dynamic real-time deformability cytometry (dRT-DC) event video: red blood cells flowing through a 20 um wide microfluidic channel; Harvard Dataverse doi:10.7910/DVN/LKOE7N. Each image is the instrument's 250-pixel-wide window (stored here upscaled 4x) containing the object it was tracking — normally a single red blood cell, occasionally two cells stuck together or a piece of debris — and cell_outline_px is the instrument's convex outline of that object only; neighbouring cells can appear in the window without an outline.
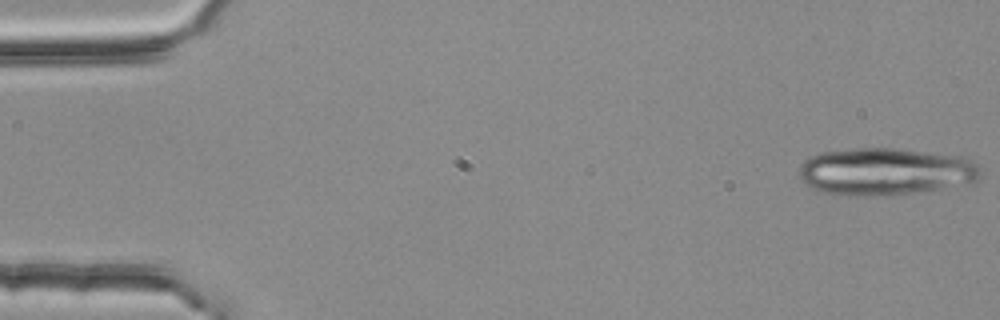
{"species": "common noctule bat (a hibernating species)", "species_latin": "Nyctalus noctula", "temperature_condition": "room temperature", "stored_images_in_passage": 3, "camera_frame_rate_fps": 3000, "um_per_image_px": 0.085, "animal": {"sex": "female", "body_mass_g": 25.1}, "frame": {"image": 1, "passage_image": 1, "time_ms": 0.0, "image_size_px": [1000, 320], "cell_outline_px": [[980, 176], [976, 180], [940, 188], [916, 192], [876, 196], [840, 196], [820, 192], [804, 184], [800, 176], [800, 168], [804, 160], [820, 152], [856, 148], [896, 148], [960, 156], [972, 160], [980, 168]], "centroid_in_image_um": [75.19, 14.58], "position_along_channel_um": 9.8, "area_um2": 49.94}}